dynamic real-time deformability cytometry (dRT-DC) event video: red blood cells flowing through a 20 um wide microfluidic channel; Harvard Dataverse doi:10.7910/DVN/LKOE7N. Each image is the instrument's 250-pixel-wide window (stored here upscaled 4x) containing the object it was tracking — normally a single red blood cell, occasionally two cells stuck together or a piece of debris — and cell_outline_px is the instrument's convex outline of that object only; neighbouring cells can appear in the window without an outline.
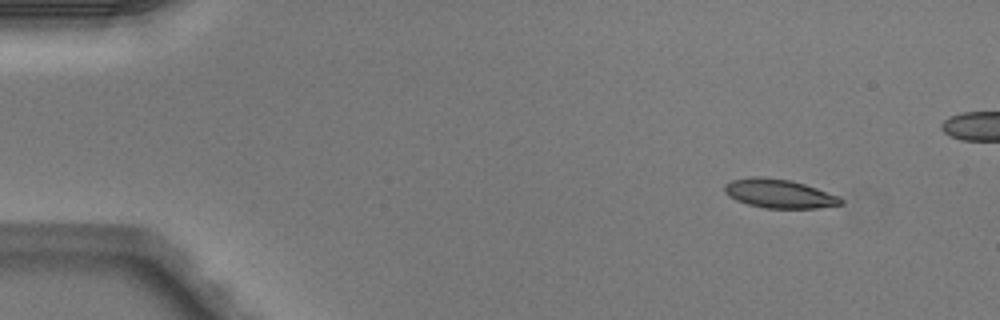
{"species": "Egyptian fruit bat (a non-hibernating species)", "species_latin": "Rousettus aegyptiacus", "temperature_condition": "warm", "stored_images_in_passage": 6, "camera_frame_rate_fps": 3000, "um_per_image_px": 0.085, "animal": {"sex": "male"}, "frame": {"image": 1, "passage_image": 1, "time_ms": 0.0, "image_size_px": [1000, 320], "cell_outline_px": [[844, 204], [816, 208], [764, 208], [748, 204], [736, 200], [724, 192], [724, 184], [732, 180], [752, 176], [788, 180], [804, 184], [840, 196], [844, 200]], "centroid_in_image_um": [66.24, 16.47], "position_along_channel_um": 18.8, "area_um2": 19.42}}
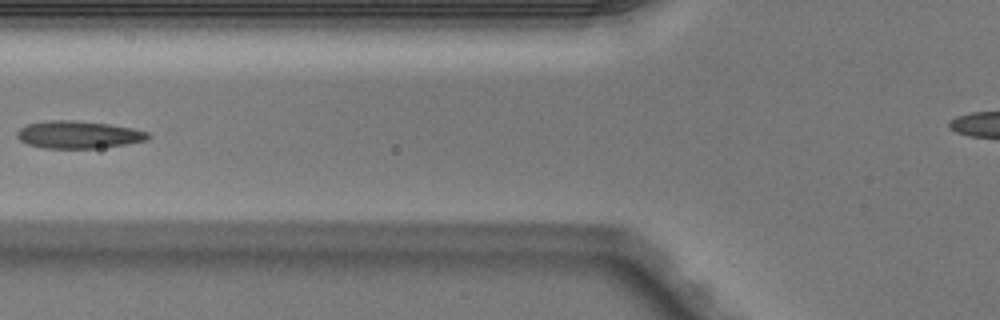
{"frame": {"image": 2, "passage_image": 5, "time_ms": 1.333, "image_size_px": [1000, 320], "cell_outline_px": [[152, 136], [148, 140], [124, 144], [96, 148], [44, 148], [28, 144], [20, 140], [16, 136], [16, 132], [20, 128], [28, 124], [48, 120], [72, 120], [108, 124], [132, 128], [148, 132]], "centroid_in_image_um": [6.66, 11.44], "position_along_channel_um": 119.1, "area_um2": 20.87}}
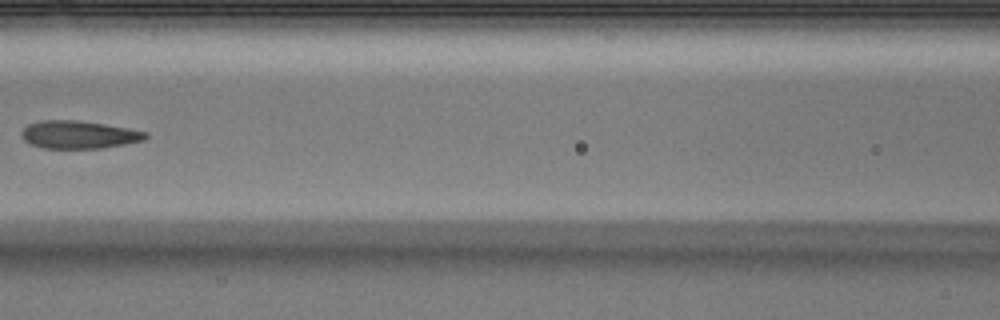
{"frame": {"image": 3, "passage_image": 6, "time_ms": 1.667, "image_size_px": [1000, 320], "cell_outline_px": [[148, 136], [144, 140], [124, 144], [100, 148], [44, 148], [32, 144], [24, 140], [20, 136], [20, 132], [28, 124], [40, 120], [76, 120], [104, 124], [128, 128], [148, 132]], "centroid_in_image_um": [6.68, 11.44], "position_along_channel_um": 159.9, "area_um2": 20.06}}